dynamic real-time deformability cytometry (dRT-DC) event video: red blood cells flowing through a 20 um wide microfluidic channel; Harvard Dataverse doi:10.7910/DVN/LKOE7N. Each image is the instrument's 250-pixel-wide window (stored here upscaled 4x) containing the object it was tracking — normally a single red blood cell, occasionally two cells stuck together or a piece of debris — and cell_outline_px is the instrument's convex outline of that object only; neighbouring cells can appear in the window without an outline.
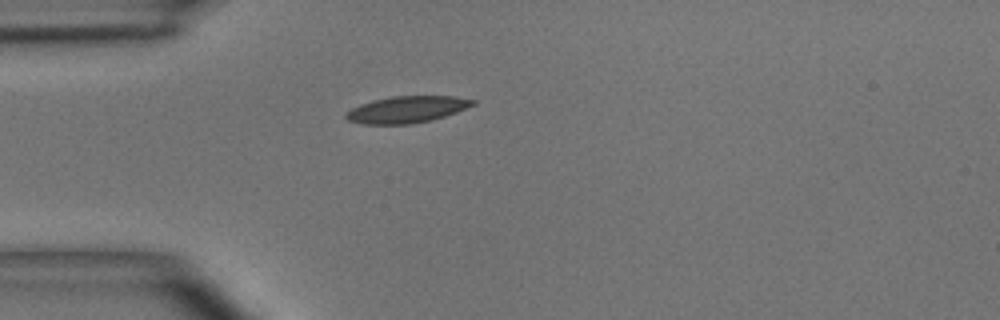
{"species": "common noctule bat (a hibernating species)", "species_latin": "Nyctalus noctula", "temperature_condition": "room temperature", "stored_images_in_passage": 1, "camera_frame_rate_fps": 3000, "um_per_image_px": 0.085, "animal": {"sex": "male", "body_mass_g": 15.6}, "frame": {"image": 1, "passage_image": 1, "time_ms": 0.0, "image_size_px": [1000, 320], "cell_outline_px": [[476, 104], [456, 112], [432, 120], [408, 124], [364, 124], [348, 120], [344, 116], [352, 108], [360, 104], [392, 96], [452, 96], [476, 100]], "centroid_in_image_um": [34.6, 9.3], "position_along_channel_um": 50.4, "area_um2": 19.48}}